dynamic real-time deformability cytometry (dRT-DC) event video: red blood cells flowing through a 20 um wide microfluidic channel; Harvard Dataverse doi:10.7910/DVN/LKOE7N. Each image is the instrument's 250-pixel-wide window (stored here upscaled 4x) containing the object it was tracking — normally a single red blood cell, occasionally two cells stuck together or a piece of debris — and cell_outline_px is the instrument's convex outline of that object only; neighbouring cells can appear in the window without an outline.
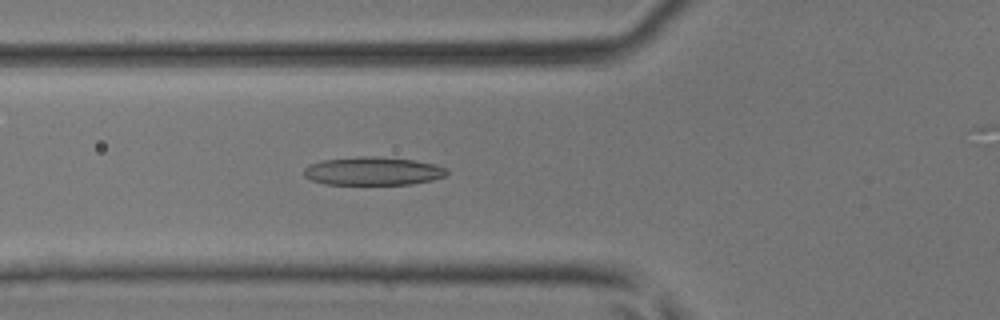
{"species": "common noctule bat (a hibernating species)", "species_latin": "Nyctalus noctula", "temperature_condition": "room temperature", "stored_images_in_passage": 41, "camera_frame_rate_fps": 3000, "um_per_image_px": 0.085, "animal": {"sex": "male", "body_mass_g": 17.9, "forearm_length_mm": 54.2}, "frame": {"image": 1, "passage_image": 17, "time_ms": 5.333, "image_size_px": [1000, 320], "cell_outline_px": [[448, 172], [444, 176], [432, 180], [412, 184], [324, 184], [312, 180], [304, 176], [304, 168], [308, 164], [320, 160], [360, 156], [376, 156], [412, 160], [436, 164], [448, 168]], "centroid_in_image_um": [31.68, 14.53], "position_along_channel_um": 94.1, "area_um2": 23.7}}
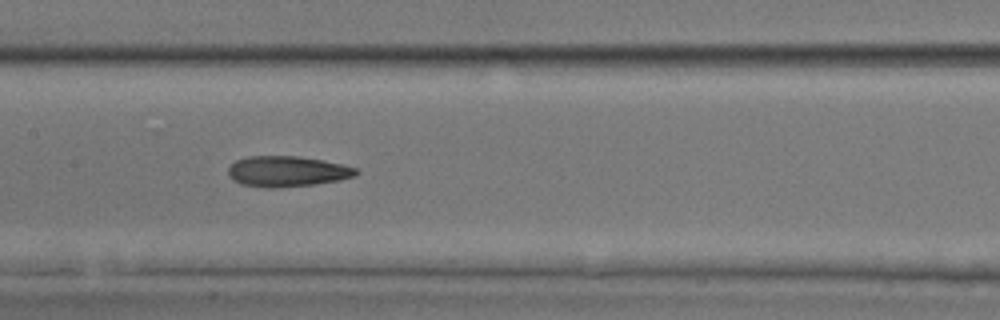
{"frame": {"image": 2, "passage_image": 23, "time_ms": 7.333, "image_size_px": [1000, 320], "cell_outline_px": [[360, 172], [356, 176], [340, 180], [316, 184], [272, 188], [264, 188], [240, 184], [232, 180], [228, 176], [228, 168], [236, 160], [248, 156], [300, 156], [324, 160], [344, 164], [356, 168]], "centroid_in_image_um": [24.42, 14.57], "position_along_channel_um": 183.0, "area_um2": 23.18}}
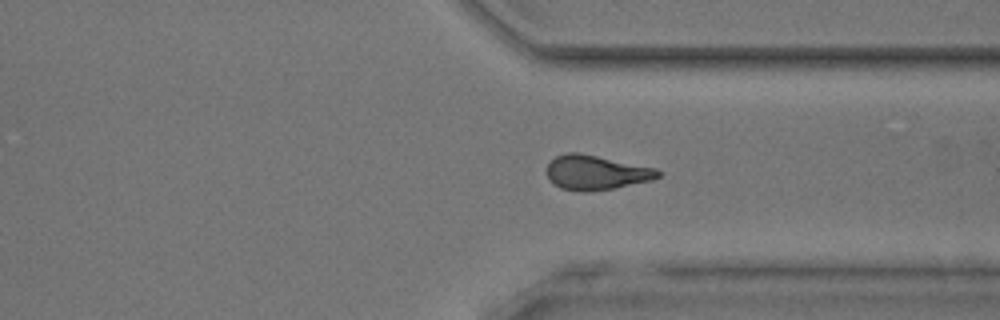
{"frame": {"image": 3, "passage_image": 35, "time_ms": 11.333, "image_size_px": [1000, 320], "cell_outline_px": [[664, 172], [660, 176], [652, 180], [612, 188], [588, 192], [576, 192], [560, 188], [552, 184], [548, 180], [548, 164], [556, 156], [568, 152], [580, 152], [656, 168]], "centroid_in_image_um": [50.66, 14.67], "position_along_channel_um": 360.7, "area_um2": 22.6}}